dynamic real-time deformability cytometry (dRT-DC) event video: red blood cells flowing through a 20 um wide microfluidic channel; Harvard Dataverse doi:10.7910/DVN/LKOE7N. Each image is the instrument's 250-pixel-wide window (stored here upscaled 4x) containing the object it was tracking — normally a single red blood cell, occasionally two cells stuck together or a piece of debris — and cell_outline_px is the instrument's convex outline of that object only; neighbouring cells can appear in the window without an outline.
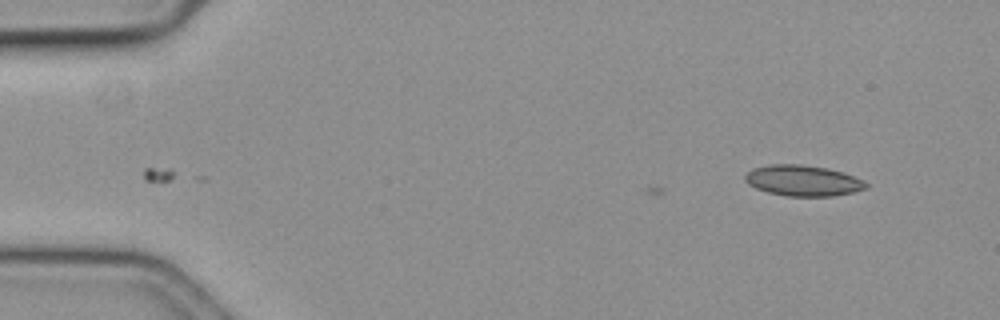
{"species": "common noctule bat (a hibernating species)", "species_latin": "Nyctalus noctula", "temperature_condition": "cold", "stored_images_in_passage": 2, "camera_frame_rate_fps": 3000, "um_per_image_px": 0.085, "animal": {"sex": "female", "body_mass_g": 19.3, "forearm_length_mm": 54.1}, "frame": {"image": 1, "passage_image": 2, "time_ms": 0.333, "image_size_px": [1000, 320], "cell_outline_px": [[868, 188], [852, 192], [832, 196], [788, 196], [768, 192], [756, 188], [748, 184], [744, 180], [744, 176], [748, 172], [756, 168], [768, 164], [800, 164], [828, 168], [852, 176], [868, 184]], "centroid_in_image_um": [68.22, 15.35], "position_along_channel_um": 16.8, "area_um2": 21.44}}